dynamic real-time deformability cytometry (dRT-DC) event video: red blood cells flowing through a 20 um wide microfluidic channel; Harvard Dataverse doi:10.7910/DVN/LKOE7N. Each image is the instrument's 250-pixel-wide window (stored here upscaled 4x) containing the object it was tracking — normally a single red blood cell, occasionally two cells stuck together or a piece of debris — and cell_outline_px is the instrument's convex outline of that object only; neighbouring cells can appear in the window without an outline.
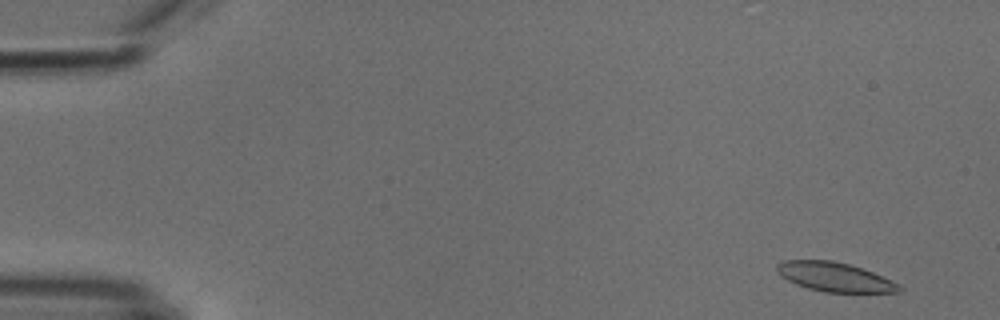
{"species": "common noctule bat (a hibernating species)", "species_latin": "Nyctalus noctula", "temperature_condition": "cold", "stored_images_in_passage": 7, "camera_frame_rate_fps": 3000, "um_per_image_px": 0.085, "animal": {"sex": "male", "body_mass_g": 18.8}, "frame": {"image": 1, "passage_image": 1, "time_ms": 0.0, "image_size_px": [1000, 320], "cell_outline_px": [[904, 288], [900, 292], [824, 292], [808, 288], [796, 284], [780, 276], [776, 272], [776, 264], [784, 260], [832, 260], [848, 264], [872, 272], [900, 284]], "centroid_in_image_um": [70.93, 23.54], "position_along_channel_um": 14.1, "area_um2": 20.75}}
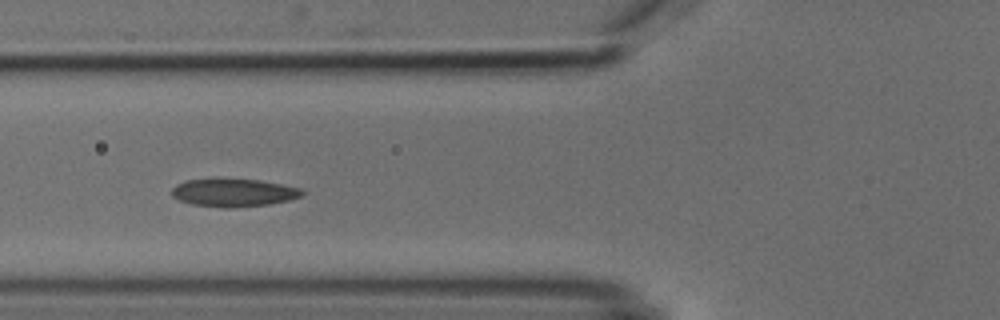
{"frame": {"image": 2, "passage_image": 6, "time_ms": 5.667, "image_size_px": [1000, 320], "cell_outline_px": [[304, 196], [288, 200], [268, 204], [232, 208], [224, 208], [192, 204], [180, 200], [172, 196], [172, 188], [176, 184], [184, 180], [216, 176], [220, 176], [260, 180], [300, 188], [304, 192]], "centroid_in_image_um": [19.81, 16.33], "position_along_channel_um": 106.0, "area_um2": 22.02}}
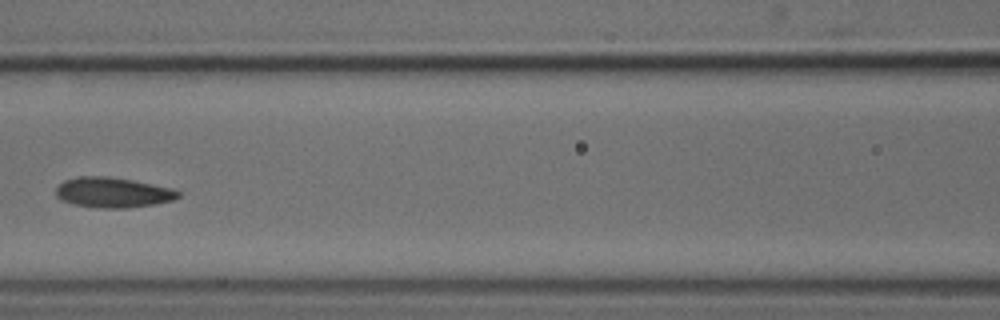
{"frame": {"image": 3, "passage_image": 7, "time_ms": 7.0, "image_size_px": [1000, 320], "cell_outline_px": [[180, 196], [172, 200], [156, 204], [128, 208], [100, 208], [72, 204], [60, 200], [56, 196], [56, 188], [64, 180], [80, 176], [108, 176], [132, 180], [172, 188], [180, 192]], "centroid_in_image_um": [9.58, 16.36], "position_along_channel_um": 157.0, "area_um2": 21.62}}